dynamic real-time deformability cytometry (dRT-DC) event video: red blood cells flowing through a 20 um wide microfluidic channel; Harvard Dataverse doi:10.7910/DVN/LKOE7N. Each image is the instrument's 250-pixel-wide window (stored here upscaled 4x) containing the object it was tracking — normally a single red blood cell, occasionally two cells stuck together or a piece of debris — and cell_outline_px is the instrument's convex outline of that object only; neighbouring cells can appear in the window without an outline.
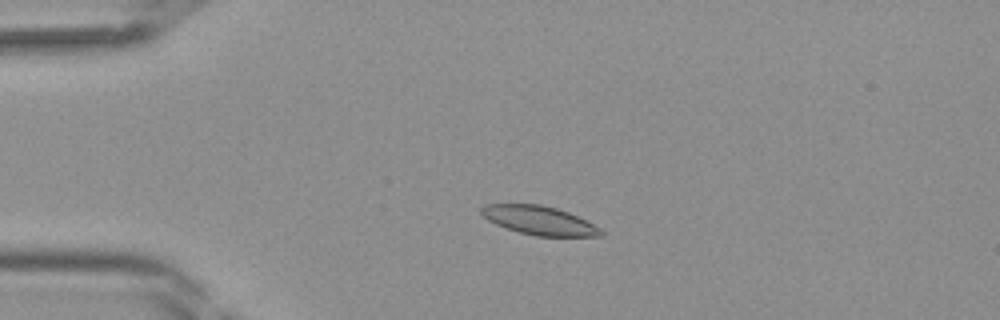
{"species": "Egyptian fruit bat (a non-hibernating species)", "species_latin": "Rousettus aegyptiacus", "temperature_condition": "room temperature", "stored_images_in_passage": 41, "camera_frame_rate_fps": 3000, "um_per_image_px": 0.085, "frame": {"image": 1, "passage_image": 9, "time_ms": 2.667, "image_size_px": [1000, 320], "cell_outline_px": [[604, 236], [536, 236], [520, 232], [496, 224], [488, 220], [480, 212], [480, 208], [484, 204], [540, 204], [556, 208], [568, 212], [588, 220], [600, 228], [604, 232]], "centroid_in_image_um": [45.87, 18.73], "position_along_channel_um": 39.1, "area_um2": 20.06}}
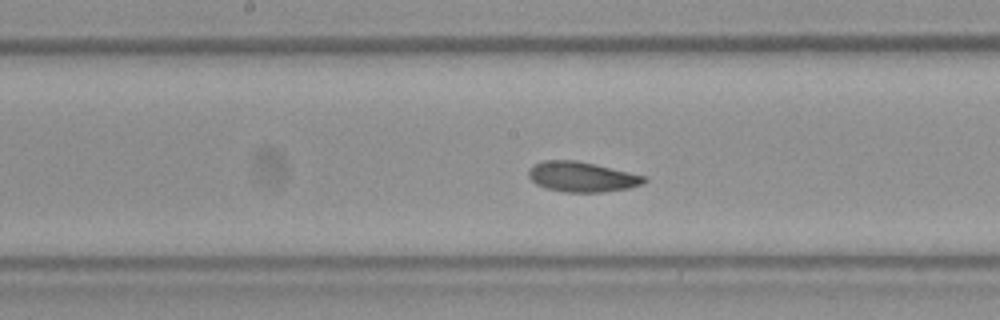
{"frame": {"image": 2, "passage_image": 21, "time_ms": 6.667, "image_size_px": [1000, 320], "cell_outline_px": [[648, 180], [640, 184], [628, 188], [600, 192], [564, 192], [544, 188], [536, 184], [528, 176], [528, 172], [532, 164], [544, 160], [576, 160], [596, 164], [644, 176]], "centroid_in_image_um": [49.4, 15.02], "position_along_channel_um": 198.8, "area_um2": 20.23}}
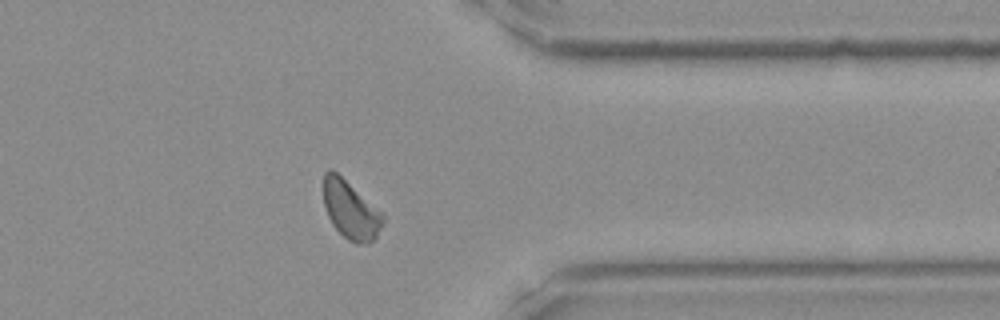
{"frame": {"image": 3, "passage_image": 33, "time_ms": 10.667, "image_size_px": [1000, 320], "cell_outline_px": [[384, 224], [376, 236], [368, 244], [356, 244], [348, 240], [332, 224], [328, 216], [324, 204], [324, 172], [328, 168], [332, 168], [384, 212]], "centroid_in_image_um": [29.83, 17.83], "position_along_channel_um": 381.6, "area_um2": 20.4}}